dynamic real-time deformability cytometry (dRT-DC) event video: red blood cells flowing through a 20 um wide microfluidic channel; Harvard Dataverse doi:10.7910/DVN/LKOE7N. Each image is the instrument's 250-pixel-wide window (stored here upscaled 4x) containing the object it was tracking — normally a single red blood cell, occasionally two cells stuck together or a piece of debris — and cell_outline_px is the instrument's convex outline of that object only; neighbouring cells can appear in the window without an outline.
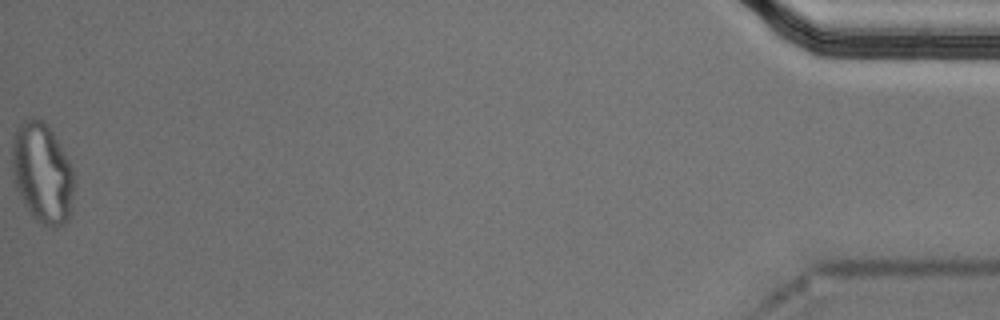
{"species": "Egyptian fruit bat (a non-hibernating species)", "species_latin": "Rousettus aegyptiacus", "temperature_condition": "cold", "stored_images_in_passage": 55, "segment_of_instrument_passage": [2, 2], "camera_frame_rate_fps": 3000, "um_per_image_px": 0.085, "animal": {"sex": "male"}, "frame": {"image": 1, "passage_image": 55, "time_ms": 18.0, "image_size_px": [1000, 320], "cell_outline_px": [[76, 176], [72, 212], [68, 220], [64, 224], [52, 228], [36, 220], [32, 216], [24, 204], [16, 188], [12, 164], [12, 140], [16, 128], [24, 120], [32, 116], [44, 120], [48, 124], [64, 152]], "centroid_in_image_um": [3.63, 14.7], "position_along_channel_um": 431.6, "area_um2": 36.82}}